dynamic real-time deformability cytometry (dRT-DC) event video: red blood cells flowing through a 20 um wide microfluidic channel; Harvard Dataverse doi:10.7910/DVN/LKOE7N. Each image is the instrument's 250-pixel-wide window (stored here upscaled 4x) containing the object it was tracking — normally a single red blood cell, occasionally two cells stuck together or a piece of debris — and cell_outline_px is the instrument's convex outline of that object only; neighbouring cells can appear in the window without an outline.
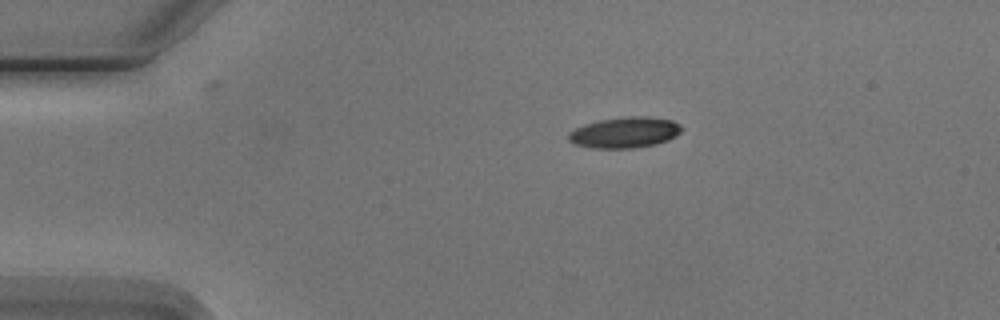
{"species": "Egyptian fruit bat (a non-hibernating species)", "species_latin": "Rousettus aegyptiacus", "temperature_condition": "cold", "stored_images_in_passage": 4, "camera_frame_rate_fps": 3000, "um_per_image_px": 0.085, "animal": {"sex": "male"}, "frame": {"image": 1, "passage_image": 1, "time_ms": 0.0, "image_size_px": [1000, 320], "cell_outline_px": [[684, 128], [676, 136], [668, 140], [636, 148], [592, 148], [572, 144], [568, 140], [568, 132], [584, 124], [600, 120], [628, 116], [648, 116], [672, 120], [680, 124]], "centroid_in_image_um": [53.09, 11.26], "position_along_channel_um": 31.9, "area_um2": 20.46}}
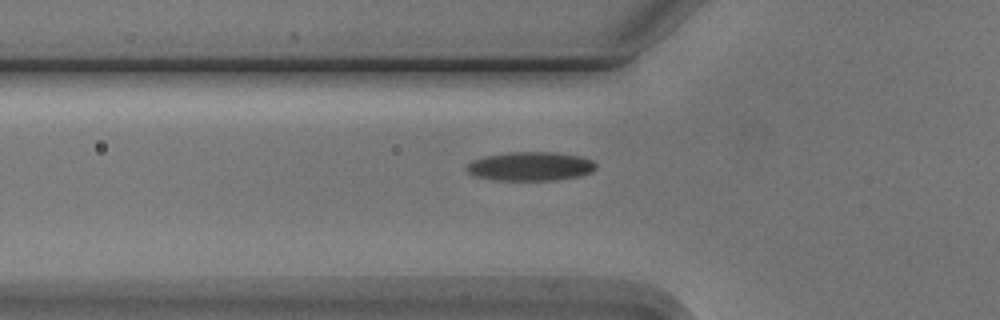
{"frame": {"image": 2, "passage_image": 3, "time_ms": 2.667, "image_size_px": [1000, 320], "cell_outline_px": [[596, 168], [592, 172], [580, 176], [552, 180], [492, 180], [476, 176], [468, 172], [464, 168], [472, 160], [484, 156], [508, 152], [552, 152], [580, 156], [592, 160], [596, 164]], "centroid_in_image_um": [45.07, 14.13], "position_along_channel_um": 80.7, "area_um2": 21.85}}
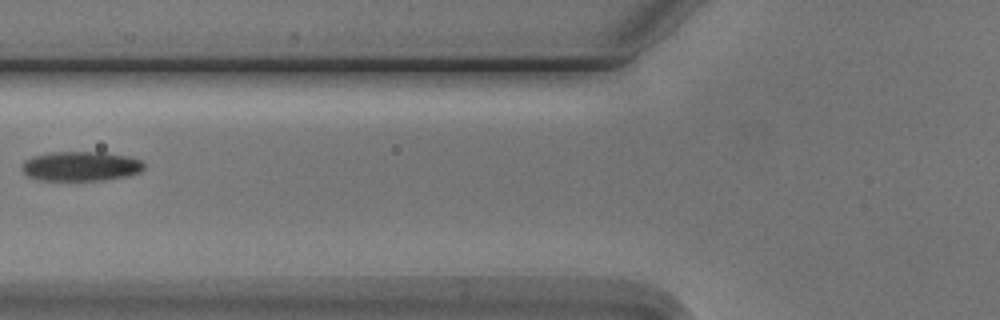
{"frame": {"image": 3, "passage_image": 4, "time_ms": 3.667, "image_size_px": [1000, 320], "cell_outline_px": [[144, 168], [140, 172], [128, 176], [104, 180], [40, 180], [28, 176], [20, 168], [20, 164], [24, 160], [32, 156], [48, 152], [104, 152], [128, 156], [144, 160]], "centroid_in_image_um": [6.86, 14.12], "position_along_channel_um": 118.9, "area_um2": 21.39}}